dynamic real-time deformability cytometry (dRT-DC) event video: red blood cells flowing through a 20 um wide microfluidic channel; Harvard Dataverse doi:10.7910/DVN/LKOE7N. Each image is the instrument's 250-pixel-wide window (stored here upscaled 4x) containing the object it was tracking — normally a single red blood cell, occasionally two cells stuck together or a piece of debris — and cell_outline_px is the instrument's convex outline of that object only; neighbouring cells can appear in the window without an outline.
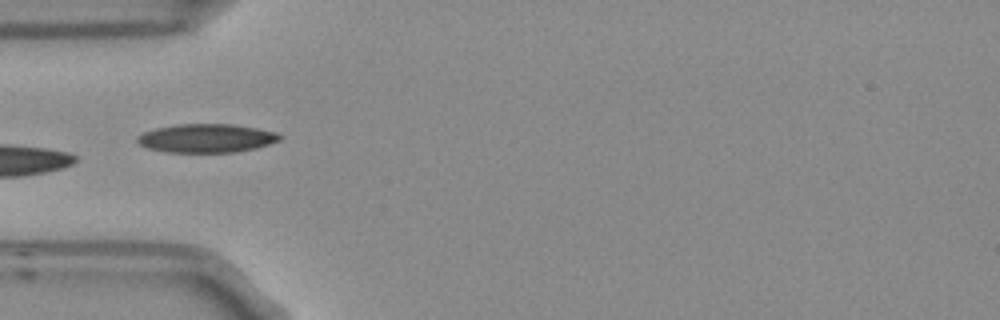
{"species": "Egyptian fruit bat (a non-hibernating species)", "species_latin": "Rousettus aegyptiacus", "temperature_condition": "room temperature", "stored_images_in_passage": 9, "camera_frame_rate_fps": 3000, "um_per_image_px": 0.085, "frame": {"image": 1, "passage_image": 6, "time_ms": 1.667, "image_size_px": [1000, 320], "cell_outline_px": [[280, 140], [256, 148], [232, 152], [164, 152], [148, 148], [140, 144], [136, 140], [136, 136], [144, 132], [156, 128], [176, 124], [232, 124], [256, 128], [276, 132], [280, 136]], "centroid_in_image_um": [17.51, 11.74], "position_along_channel_um": 67.5, "area_um2": 23.64}}